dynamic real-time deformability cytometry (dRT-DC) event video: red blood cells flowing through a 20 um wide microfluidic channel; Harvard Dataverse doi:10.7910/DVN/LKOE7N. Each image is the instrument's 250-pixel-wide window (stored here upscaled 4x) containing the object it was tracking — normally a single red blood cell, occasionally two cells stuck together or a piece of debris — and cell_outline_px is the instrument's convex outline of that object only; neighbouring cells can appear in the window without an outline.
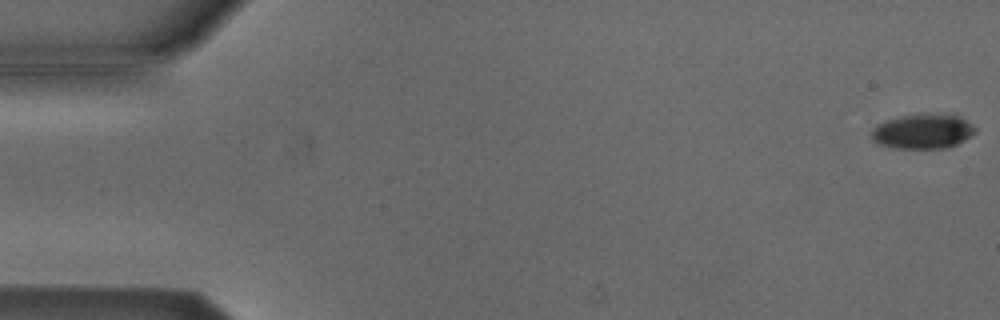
{"species": "Egyptian fruit bat (a non-hibernating species)", "species_latin": "Rousettus aegyptiacus", "temperature_condition": "cold", "stored_images_in_passage": 54, "camera_frame_rate_fps": 3000, "um_per_image_px": 0.085, "animal": {"sex": "male"}, "frame": {"image": 1, "passage_image": 1, "time_ms": 0.0, "image_size_px": [1000, 320], "cell_outline_px": [[976, 132], [964, 140], [948, 148], [896, 148], [880, 144], [872, 140], [872, 128], [876, 124], [884, 120], [900, 116], [960, 116], [972, 124], [976, 128]], "centroid_in_image_um": [78.41, 11.2], "position_along_channel_um": 6.6, "area_um2": 20.46}}
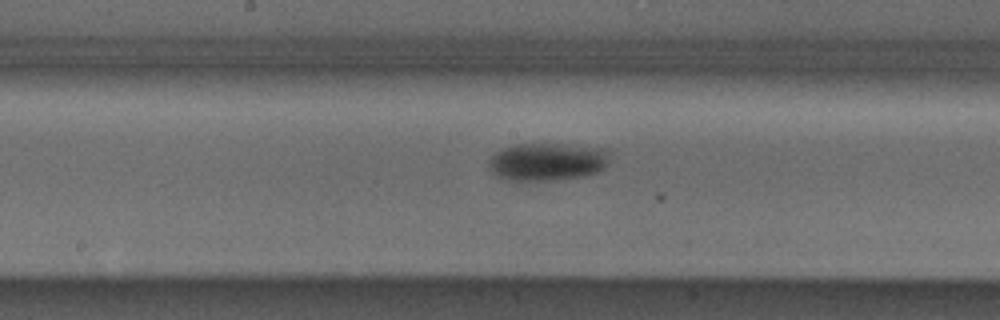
{"frame": {"image": 2, "passage_image": 28, "time_ms": 9.0, "image_size_px": [1000, 320], "cell_outline_px": [[608, 156], [604, 168], [600, 172], [584, 176], [552, 180], [508, 180], [496, 176], [488, 168], [488, 160], [496, 152], [504, 148], [516, 144], [568, 144], [608, 148]], "centroid_in_image_um": [46.52, 13.74], "position_along_channel_um": 201.7, "area_um2": 26.82}}
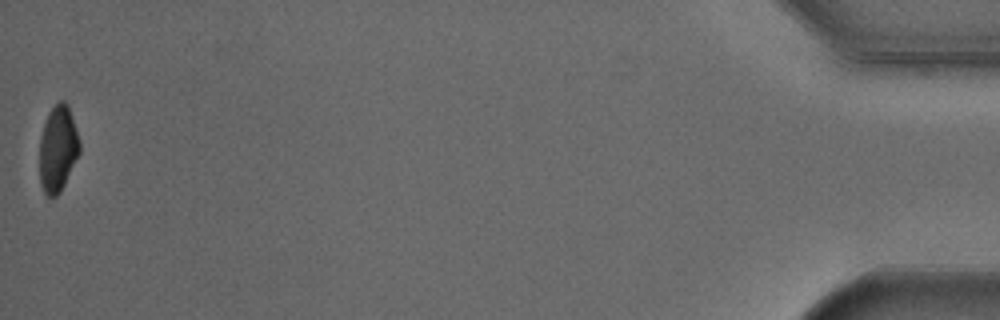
{"frame": {"image": 3, "passage_image": 54, "time_ms": 17.667, "image_size_px": [1000, 320], "cell_outline_px": [[80, 152], [60, 192], [56, 196], [48, 196], [44, 192], [40, 184], [40, 136], [48, 112], [60, 100], [64, 100], [68, 104], [80, 140]], "centroid_in_image_um": [4.92, 12.62], "position_along_channel_um": 430.3, "area_um2": 20.06}, "authors_computed_cell_mechanics": {"area_um2": 23.8136, "velocity_mm_per_s": 3.8271, "shape_relaxation_time_tau1_ms": 2.0755, "shape_relaxation_time_tau2_ms": null, "deformation_change_tau1": 0.1053, "deformation_change_tau2": null}}